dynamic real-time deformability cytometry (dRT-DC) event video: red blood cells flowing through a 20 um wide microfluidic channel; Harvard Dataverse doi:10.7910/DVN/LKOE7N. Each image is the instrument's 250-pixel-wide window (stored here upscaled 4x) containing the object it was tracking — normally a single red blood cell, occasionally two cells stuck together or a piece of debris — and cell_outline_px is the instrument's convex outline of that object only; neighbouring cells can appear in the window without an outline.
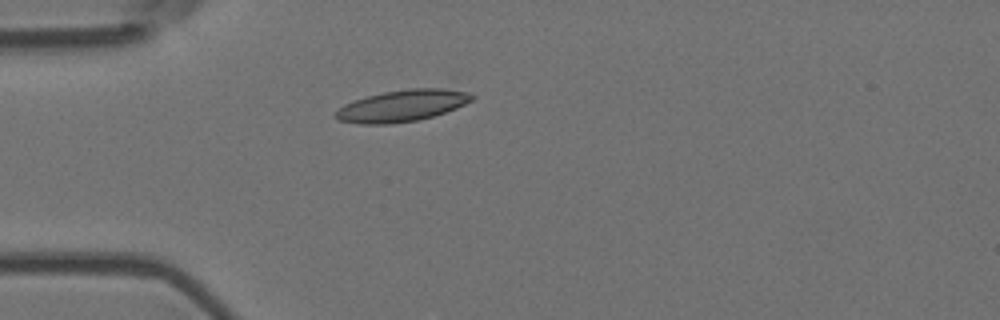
{"species": "Egyptian fruit bat (a non-hibernating species)", "species_latin": "Rousettus aegyptiacus", "temperature_condition": "room temperature", "stored_images_in_passage": 5, "camera_frame_rate_fps": 3000, "um_per_image_px": 0.085, "animal": {"sex": "female"}, "frame": {"image": 1, "passage_image": 4, "time_ms": 1.0, "image_size_px": [1000, 320], "cell_outline_px": [[476, 96], [472, 100], [456, 108], [432, 116], [416, 120], [388, 124], [360, 124], [340, 120], [332, 116], [344, 104], [368, 96], [384, 92], [452, 76]], "centroid_in_image_um": [34.59, 8.77], "position_along_channel_um": 50.4, "area_um2": 28.21}}